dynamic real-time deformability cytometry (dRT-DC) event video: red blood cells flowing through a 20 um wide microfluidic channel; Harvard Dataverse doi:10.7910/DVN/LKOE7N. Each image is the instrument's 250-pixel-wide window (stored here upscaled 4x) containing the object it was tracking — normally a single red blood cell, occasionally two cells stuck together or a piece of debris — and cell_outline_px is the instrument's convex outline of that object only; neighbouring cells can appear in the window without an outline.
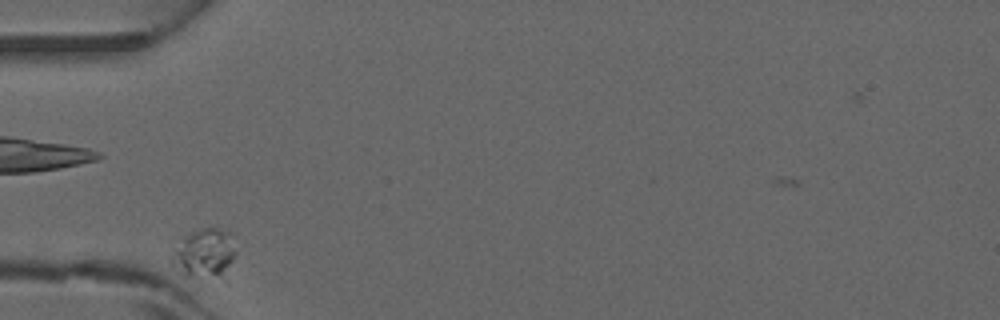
{"species": "common noctule bat (a hibernating species)", "species_latin": "Nyctalus noctula", "temperature_condition": "warm", "stored_images_in_passage": 5, "camera_frame_rate_fps": 3000, "um_per_image_px": 0.085, "animal": {"sex": "male", "forearm_length_mm": 52.5}, "frame": {"image": 1, "passage_image": 3, "time_ms": 0.667, "image_size_px": [1000, 320], "cell_outline_px": [[236, 252], [232, 260], [220, 276], [184, 276], [168, 260], [172, 248], [180, 236], [200, 228], [220, 228], [228, 232]], "centroid_in_image_um": [17.25, 21.47], "position_along_channel_um": 67.8, "area_um2": 18.32}}
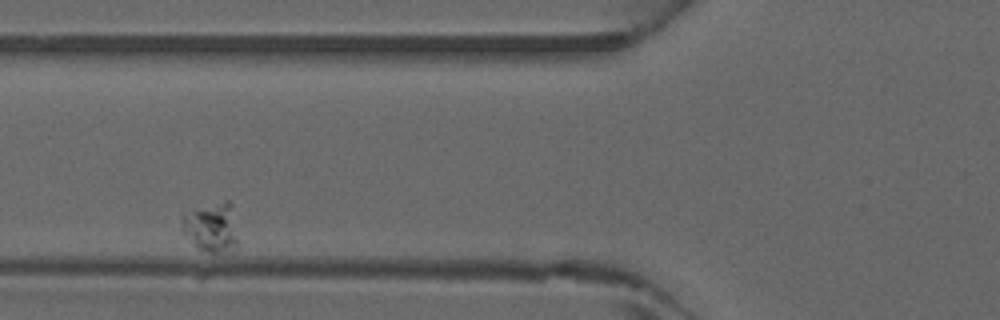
{"frame": {"image": 2, "passage_image": 4, "time_ms": 1.0, "image_size_px": [1000, 320], "cell_outline_px": [[236, 248], [216, 252], [200, 252], [180, 232], [180, 216], [224, 200], [228, 200], [232, 204], [236, 240]], "centroid_in_image_um": [17.89, 19.35], "position_along_channel_um": 107.9, "area_um2": 16.07}}
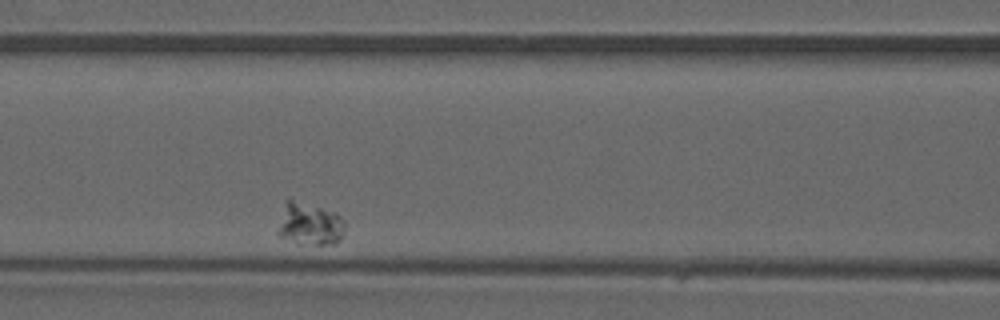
{"frame": {"image": 3, "passage_image": 5, "time_ms": 1.333, "image_size_px": [1000, 320], "cell_outline_px": [[344, 232], [340, 240], [336, 244], [300, 244], [280, 236], [276, 232], [288, 200], [292, 200], [336, 212], [344, 220]], "centroid_in_image_um": [26.38, 19.09], "position_along_channel_um": 140.2, "area_um2": 16.24}}